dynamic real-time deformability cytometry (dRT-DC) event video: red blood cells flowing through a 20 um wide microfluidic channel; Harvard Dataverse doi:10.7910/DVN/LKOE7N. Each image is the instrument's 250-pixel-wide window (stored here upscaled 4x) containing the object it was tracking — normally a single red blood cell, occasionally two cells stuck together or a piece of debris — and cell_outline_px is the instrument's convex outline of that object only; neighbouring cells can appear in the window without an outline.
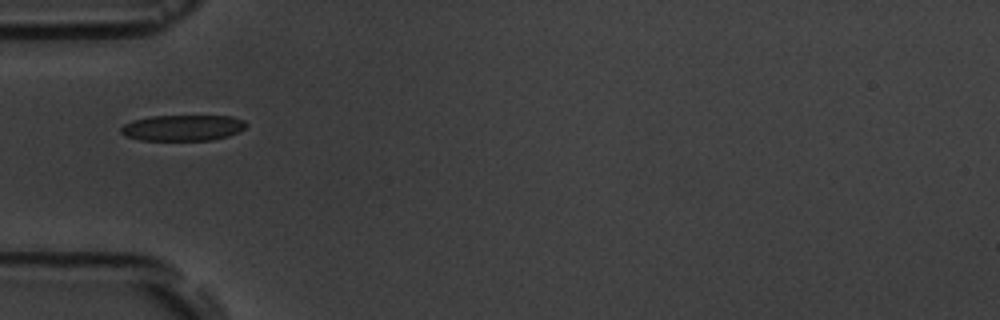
{"species": "common noctule bat (a hibernating species)", "species_latin": "Nyctalus noctula", "temperature_condition": "room temperature", "stored_images_in_passage": 6, "camera_frame_rate_fps": 3000, "um_per_image_px": 0.085, "animal": {"sex": "male", "body_mass_g": 19.5, "forearm_length_mm": 54.6}, "frame": {"image": 1, "passage_image": 1, "time_ms": 0.0, "image_size_px": [1000, 320], "cell_outline_px": [[248, 124], [240, 132], [228, 136], [212, 140], [140, 140], [124, 136], [120, 132], [120, 128], [124, 124], [132, 120], [148, 116], [232, 116], [244, 120]], "centroid_in_image_um": [15.52, 10.86], "position_along_channel_um": 69.5, "area_um2": 19.13}}
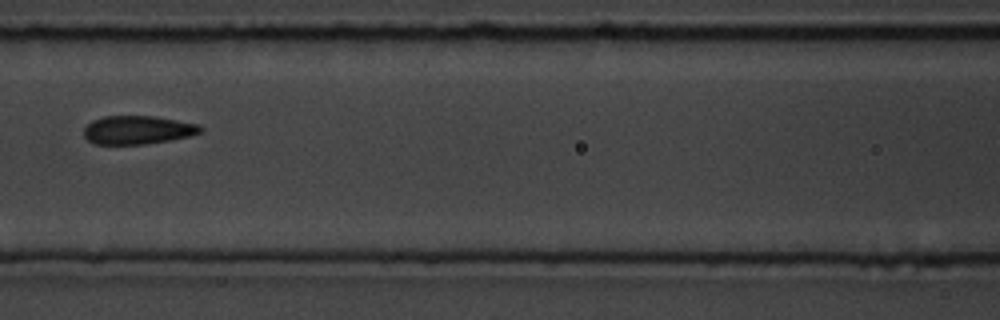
{"frame": {"image": 2, "passage_image": 3, "time_ms": 2.333, "image_size_px": [1000, 320], "cell_outline_px": [[204, 132], [192, 136], [144, 144], [96, 144], [88, 140], [84, 136], [84, 128], [92, 120], [104, 116], [152, 116], [200, 124], [204, 128]], "centroid_in_image_um": [11.75, 11.04], "position_along_channel_um": 154.9, "area_um2": 19.42}}
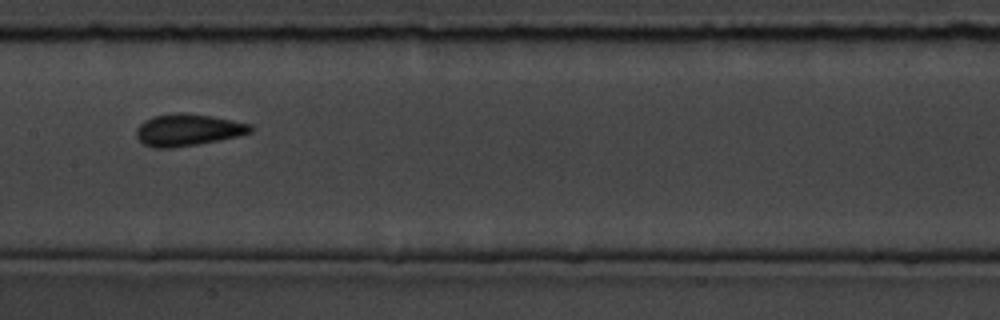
{"frame": {"image": 3, "passage_image": 4, "time_ms": 3.333, "image_size_px": [1000, 320], "cell_outline_px": [[252, 132], [220, 140], [172, 148], [152, 148], [144, 144], [136, 136], [136, 128], [144, 120], [152, 116], [180, 112], [212, 116], [252, 124]], "centroid_in_image_um": [15.94, 11.04], "position_along_channel_um": 191.5, "area_um2": 21.21}}